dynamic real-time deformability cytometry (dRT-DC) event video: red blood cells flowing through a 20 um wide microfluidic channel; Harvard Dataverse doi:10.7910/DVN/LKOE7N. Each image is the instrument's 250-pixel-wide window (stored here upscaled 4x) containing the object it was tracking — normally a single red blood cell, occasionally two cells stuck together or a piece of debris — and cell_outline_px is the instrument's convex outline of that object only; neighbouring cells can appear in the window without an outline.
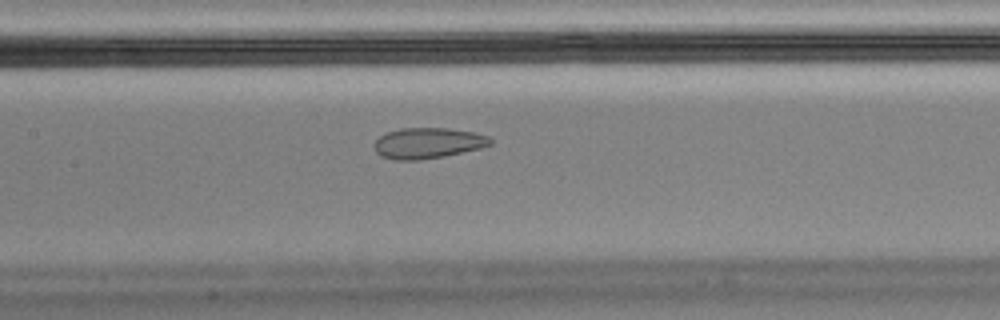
{"species": "Egyptian fruit bat (a non-hibernating species)", "species_latin": "Rousettus aegyptiacus", "temperature_condition": "cold", "stored_images_in_passage": 56, "camera_frame_rate_fps": 3000, "um_per_image_px": 0.085, "animal": {"sex": "male"}, "frame": {"image": 1, "passage_image": 25, "time_ms": 8.0, "image_size_px": [1000, 320], "cell_outline_px": [[492, 144], [480, 148], [444, 156], [420, 160], [392, 160], [380, 156], [376, 152], [372, 144], [380, 136], [388, 132], [400, 128], [448, 128], [472, 132], [488, 136], [492, 140]], "centroid_in_image_um": [36.33, 12.17], "position_along_channel_um": 171.1, "area_um2": 20.87}}